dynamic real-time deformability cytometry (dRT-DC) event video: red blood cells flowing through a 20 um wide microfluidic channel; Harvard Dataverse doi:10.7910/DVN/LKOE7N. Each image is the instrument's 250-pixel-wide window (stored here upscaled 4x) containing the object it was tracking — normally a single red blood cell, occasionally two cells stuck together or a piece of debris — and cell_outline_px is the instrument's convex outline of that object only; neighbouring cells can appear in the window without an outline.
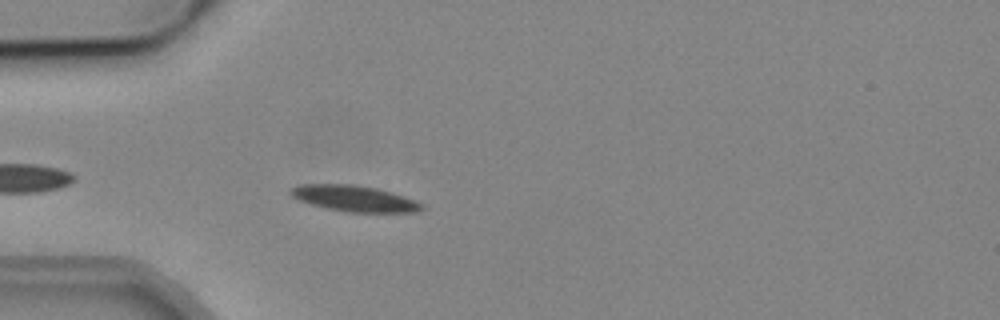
{"species": "common noctule bat (a hibernating species)", "species_latin": "Nyctalus noctula", "temperature_condition": "cold", "stored_images_in_passage": 8, "camera_frame_rate_fps": 3000, "um_per_image_px": 0.085, "animal": {"sex": "male", "body_mass_g": 19.2, "forearm_length_mm": 51.8}, "frame": {"image": 1, "passage_image": 4, "time_ms": 1.0, "image_size_px": [1000, 320], "cell_outline_px": [[424, 208], [416, 212], [348, 212], [328, 208], [296, 200], [288, 192], [288, 188], [300, 184], [352, 184], [376, 188], [392, 192], [404, 196], [424, 204]], "centroid_in_image_um": [30.08, 16.86], "position_along_channel_um": 54.9, "area_um2": 19.94}}